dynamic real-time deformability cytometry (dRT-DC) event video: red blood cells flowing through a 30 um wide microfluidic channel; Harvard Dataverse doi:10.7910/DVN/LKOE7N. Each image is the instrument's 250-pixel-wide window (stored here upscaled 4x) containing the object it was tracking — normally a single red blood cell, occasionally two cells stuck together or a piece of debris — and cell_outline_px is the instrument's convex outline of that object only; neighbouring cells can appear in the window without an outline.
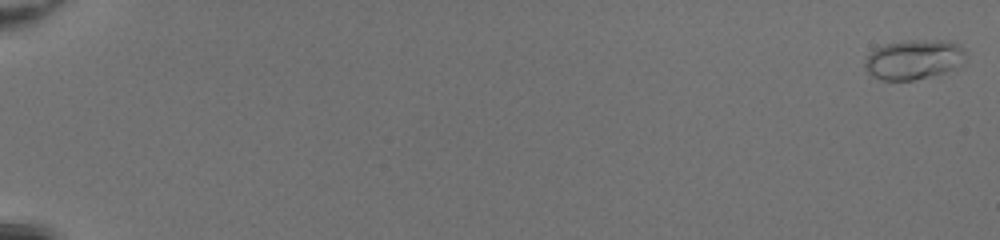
{"species": "common noctule bat (a hibernating species)", "species_latin": "Nyctalus noctula", "temperature_condition": "room temperature", "stored_images_in_passage": 52, "camera_frame_rate_fps": 3000, "um_per_image_px": 0.085, "animal": {"sex": "female", "body_mass_g": 20.0, "forearm_length_mm": 54.0}, "frame": {"image": 1, "passage_image": 1, "time_ms": 0.0, "image_size_px": [1000, 240], "cell_outline_px": [[968, 52], [960, 68], [912, 80], [880, 80], [872, 76], [864, 68], [864, 60], [876, 48], [884, 44], [908, 40], [952, 40], [960, 44]], "centroid_in_image_um": [77.73, 5.04], "position_along_channel_um": 7.3, "area_um2": 23.76}}
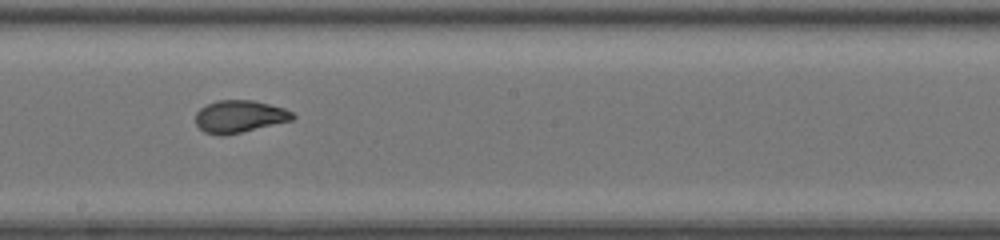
{"frame": {"image": 2, "passage_image": 32, "time_ms": 10.333, "image_size_px": [1000, 240], "cell_outline_px": [[296, 116], [292, 120], [240, 132], [220, 136], [204, 132], [196, 124], [196, 112], [200, 108], [216, 100], [252, 100], [284, 108], [292, 112]], "centroid_in_image_um": [20.33, 9.89], "position_along_channel_um": 227.9, "area_um2": 18.09}}
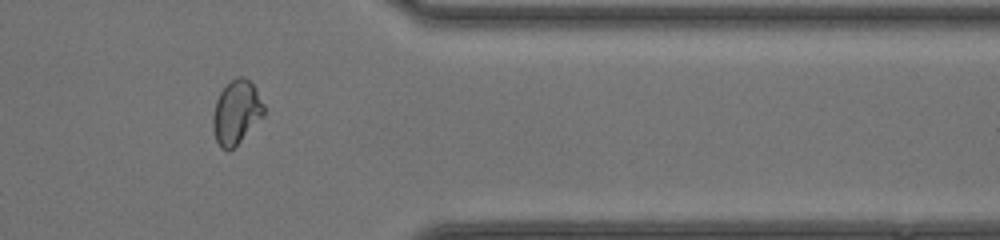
{"frame": {"image": 3, "passage_image": 44, "time_ms": 14.333, "image_size_px": [1000, 240], "cell_outline_px": [[264, 116], [228, 152], [220, 148], [216, 140], [212, 128], [212, 116], [216, 100], [220, 92], [236, 76], [244, 76], [256, 88], [264, 104]], "centroid_in_image_um": [20.08, 9.54], "position_along_channel_um": 391.3, "area_um2": 18.9}}